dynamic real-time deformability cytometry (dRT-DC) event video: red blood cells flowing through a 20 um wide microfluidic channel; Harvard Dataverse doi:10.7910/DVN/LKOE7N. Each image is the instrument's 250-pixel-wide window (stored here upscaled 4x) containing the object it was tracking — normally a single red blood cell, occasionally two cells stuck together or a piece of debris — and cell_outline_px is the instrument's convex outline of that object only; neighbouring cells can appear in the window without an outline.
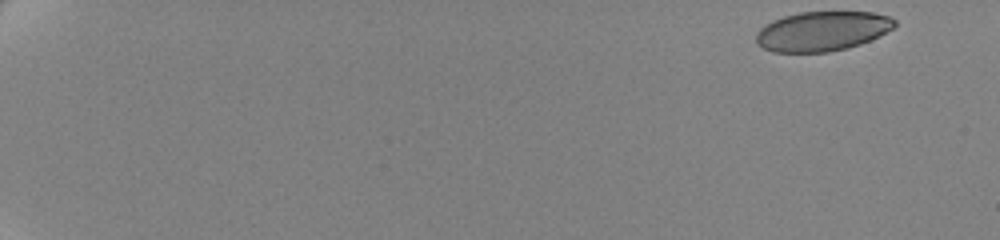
{"species": "human", "species_latin": "Homo sapiens", "temperature_condition": "cold", "stored_images_in_passage": 58, "camera_frame_rate_fps": 3000, "um_per_image_px": 0.085, "donor": {"sex": "female"}, "frame": {"image": 1, "passage_image": 1, "time_ms": 0.0, "image_size_px": [1000, 240], "cell_outline_px": [[896, 24], [892, 28], [860, 44], [828, 52], [772, 52], [756, 44], [756, 32], [760, 28], [772, 20], [784, 16], [800, 12], [872, 12], [888, 16], [896, 20]], "centroid_in_image_um": [69.83, 2.65], "position_along_channel_um": 15.2, "area_um2": 31.73}}
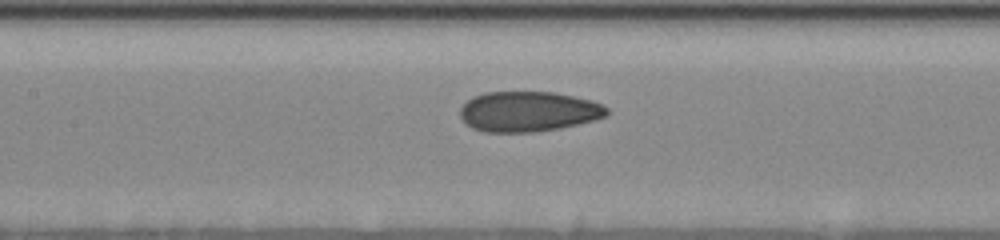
{"frame": {"image": 2, "passage_image": 30, "time_ms": 9.667, "image_size_px": [1000, 240], "cell_outline_px": [[608, 116], [560, 128], [532, 132], [484, 132], [472, 128], [460, 116], [460, 108], [472, 96], [484, 92], [556, 92], [592, 100], [608, 108]], "centroid_in_image_um": [44.9, 9.47], "position_along_channel_um": 162.5, "area_um2": 34.39}}
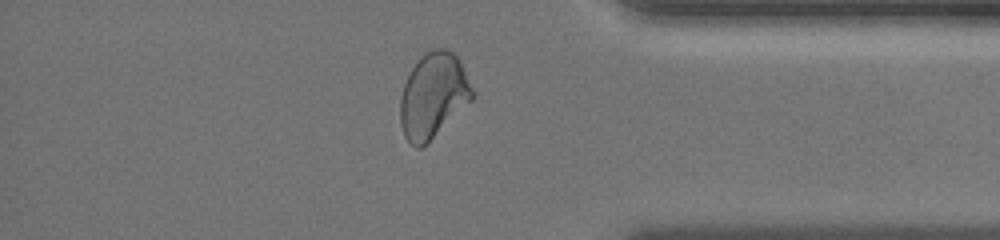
{"frame": {"image": 3, "passage_image": 51, "time_ms": 16.667, "image_size_px": [1000, 240], "cell_outline_px": [[472, 100], [428, 144], [420, 148], [416, 148], [404, 136], [400, 124], [400, 96], [404, 84], [412, 68], [424, 52], [432, 48], [444, 48], [452, 52], [460, 60], [472, 88]], "centroid_in_image_um": [36.81, 8.14], "position_along_channel_um": 398.4, "area_um2": 35.78}, "authors_computed_cell_mechanics": {"area_um2": 34.5933, "velocity_mm_per_s": 3.4973, "shape_relaxation_time_tau1_ms": 9.2751, "shape_relaxation_time_tau2_ms": 1.1307, "deformation_change_tau1": 0.1733, "deformation_change_tau2": 0.0624}}